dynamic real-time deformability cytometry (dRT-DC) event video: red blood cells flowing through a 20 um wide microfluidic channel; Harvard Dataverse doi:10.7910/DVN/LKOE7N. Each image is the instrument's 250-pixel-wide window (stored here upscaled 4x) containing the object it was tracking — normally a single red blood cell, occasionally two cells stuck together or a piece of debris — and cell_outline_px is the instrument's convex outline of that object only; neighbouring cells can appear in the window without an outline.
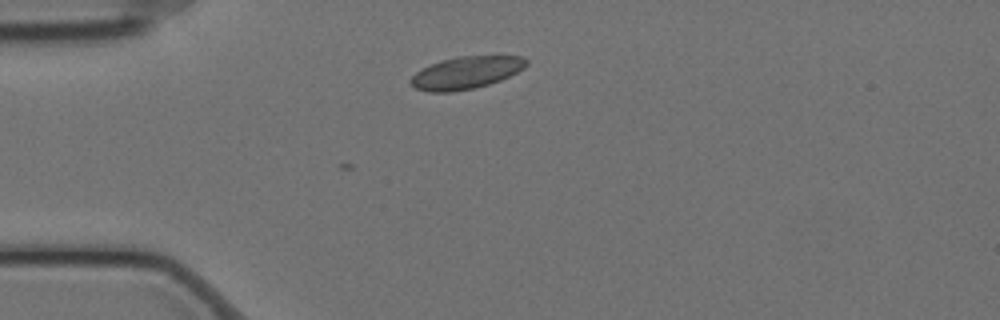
{"species": "Egyptian fruit bat (a non-hibernating species)", "species_latin": "Rousettus aegyptiacus", "temperature_condition": "cold", "stored_images_in_passage": 3, "camera_frame_rate_fps": 3000, "um_per_image_px": 0.085, "animal": {"sex": "female"}, "frame": {"image": 1, "passage_image": 1, "time_ms": 0.0, "image_size_px": [1000, 320], "cell_outline_px": [[528, 64], [524, 68], [500, 80], [488, 84], [472, 88], [452, 92], [428, 92], [416, 88], [408, 80], [416, 72], [440, 60], [460, 56], [524, 56], [528, 60]], "centroid_in_image_um": [39.62, 6.17], "position_along_channel_um": 45.4, "area_um2": 21.62}}